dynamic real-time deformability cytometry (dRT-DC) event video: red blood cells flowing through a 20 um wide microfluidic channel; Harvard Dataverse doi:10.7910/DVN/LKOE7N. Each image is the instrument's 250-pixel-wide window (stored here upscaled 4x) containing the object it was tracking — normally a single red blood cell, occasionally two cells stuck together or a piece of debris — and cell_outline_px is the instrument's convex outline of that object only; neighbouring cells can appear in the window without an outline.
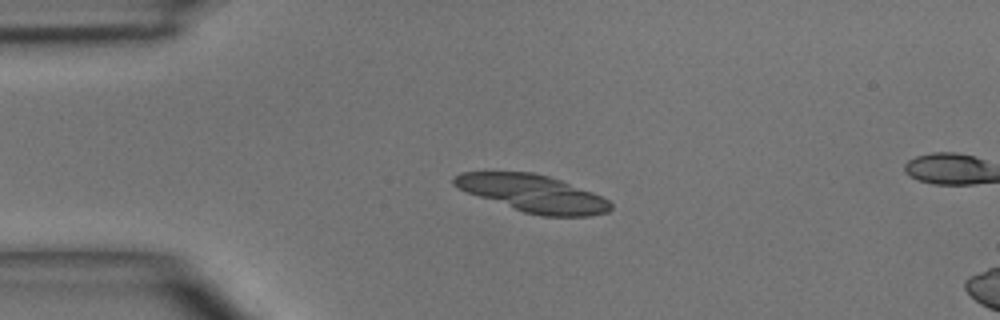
{"species": "common noctule bat (a hibernating species)", "species_latin": "Nyctalus noctula", "temperature_condition": "room temperature", "stored_images_in_passage": 3, "camera_frame_rate_fps": 3000, "um_per_image_px": 0.085, "animal": {"sex": "male", "body_mass_g": 15.6}, "frame": {"image": 1, "passage_image": 2, "time_ms": 2.333, "image_size_px": [1000, 320], "cell_outline_px": [[612, 208], [608, 212], [592, 216], [544, 216], [524, 212], [468, 192], [452, 184], [452, 180], [460, 172], [532, 172], [548, 176], [560, 180], [592, 192], [608, 200], [612, 204]], "centroid_in_image_um": [45.33, 16.44], "position_along_channel_um": 39.7, "area_um2": 33.41}}